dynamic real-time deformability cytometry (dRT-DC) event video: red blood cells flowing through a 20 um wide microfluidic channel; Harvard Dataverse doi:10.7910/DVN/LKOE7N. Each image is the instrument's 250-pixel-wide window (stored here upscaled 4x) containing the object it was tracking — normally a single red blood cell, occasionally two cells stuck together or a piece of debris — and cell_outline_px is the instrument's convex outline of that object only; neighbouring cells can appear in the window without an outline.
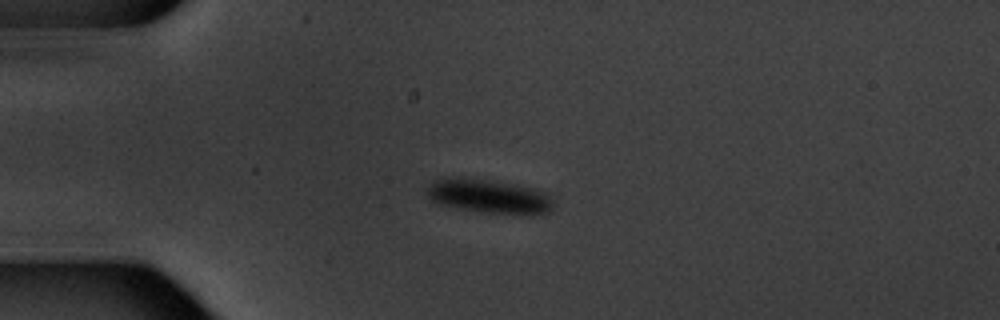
{"species": "common noctule bat (a hibernating species)", "species_latin": "Nyctalus noctula", "temperature_condition": "warm", "stored_images_in_passage": 4, "camera_frame_rate_fps": 3000, "um_per_image_px": 0.085, "animal": {"sex": "male", "body_mass_g": 20.1, "forearm_length_mm": 53.5}, "frame": {"image": 1, "passage_image": 3, "time_ms": 2.667, "image_size_px": [1000, 320], "cell_outline_px": [[552, 204], [544, 212], [528, 216], [484, 212], [460, 208], [440, 204], [432, 200], [428, 196], [428, 188], [436, 180], [448, 176], [460, 176], [488, 180], [512, 184], [532, 188], [544, 192], [552, 200]], "centroid_in_image_um": [41.53, 16.68], "position_along_channel_um": 43.5, "area_um2": 24.8}}